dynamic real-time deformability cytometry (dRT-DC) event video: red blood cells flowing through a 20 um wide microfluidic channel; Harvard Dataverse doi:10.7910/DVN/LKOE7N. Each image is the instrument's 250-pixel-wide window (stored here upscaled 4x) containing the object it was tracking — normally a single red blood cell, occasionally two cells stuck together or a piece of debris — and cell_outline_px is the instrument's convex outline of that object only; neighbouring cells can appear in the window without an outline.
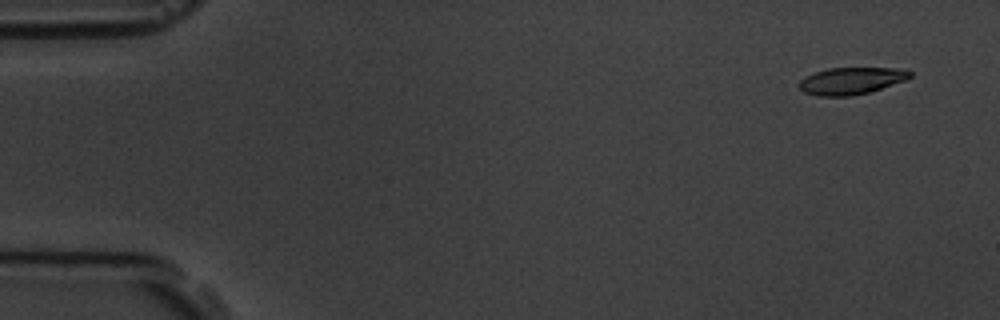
{"species": "common noctule bat (a hibernating species)", "species_latin": "Nyctalus noctula", "temperature_condition": "room temperature", "stored_images_in_passage": 4, "camera_frame_rate_fps": 3000, "um_per_image_px": 0.085, "animal": {"sex": "male", "body_mass_g": 19.5, "forearm_length_mm": 54.6}, "frame": {"image": 1, "passage_image": 1, "time_ms": 0.0, "image_size_px": [1000, 320], "cell_outline_px": [[912, 76], [904, 80], [872, 92], [852, 96], [816, 96], [804, 92], [800, 88], [800, 80], [804, 76], [828, 68], [908, 68], [912, 72]], "centroid_in_image_um": [72.39, 6.87], "position_along_channel_um": 12.6, "area_um2": 17.63}}
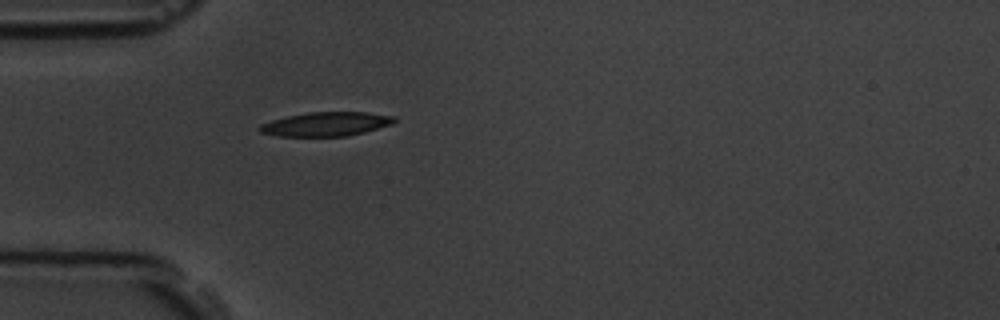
{"frame": {"image": 2, "passage_image": 4, "time_ms": 4.333, "image_size_px": [1000, 320], "cell_outline_px": [[396, 120], [392, 124], [364, 132], [348, 136], [280, 136], [260, 132], [256, 128], [260, 124], [272, 120], [288, 116], [308, 112], [368, 112], [396, 116]], "centroid_in_image_um": [27.72, 10.54], "position_along_channel_um": 57.3, "area_um2": 18.9}}